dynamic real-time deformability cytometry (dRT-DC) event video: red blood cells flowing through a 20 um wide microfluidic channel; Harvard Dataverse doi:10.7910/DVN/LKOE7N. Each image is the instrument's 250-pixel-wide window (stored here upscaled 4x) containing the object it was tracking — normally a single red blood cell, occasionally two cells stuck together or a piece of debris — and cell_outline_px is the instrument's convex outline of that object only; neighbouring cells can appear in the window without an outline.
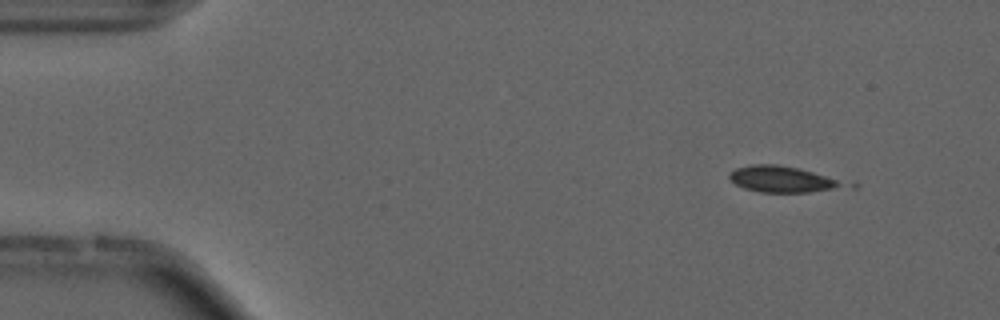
{"species": "common noctule bat (a hibernating species)", "species_latin": "Nyctalus noctula", "temperature_condition": "cold", "stored_images_in_passage": 3, "camera_frame_rate_fps": 3000, "um_per_image_px": 0.085, "animal": {"sex": "male", "forearm_length_mm": 52.5}, "frame": {"image": 1, "passage_image": 1, "time_ms": 0.0, "image_size_px": [1000, 320], "cell_outline_px": [[860, 184], [856, 188], [808, 192], [760, 192], [744, 188], [736, 184], [728, 176], [728, 172], [736, 168], [752, 164], [776, 164], [800, 168], [856, 180]], "centroid_in_image_um": [66.91, 15.24], "position_along_channel_um": 18.1, "area_um2": 19.07}}